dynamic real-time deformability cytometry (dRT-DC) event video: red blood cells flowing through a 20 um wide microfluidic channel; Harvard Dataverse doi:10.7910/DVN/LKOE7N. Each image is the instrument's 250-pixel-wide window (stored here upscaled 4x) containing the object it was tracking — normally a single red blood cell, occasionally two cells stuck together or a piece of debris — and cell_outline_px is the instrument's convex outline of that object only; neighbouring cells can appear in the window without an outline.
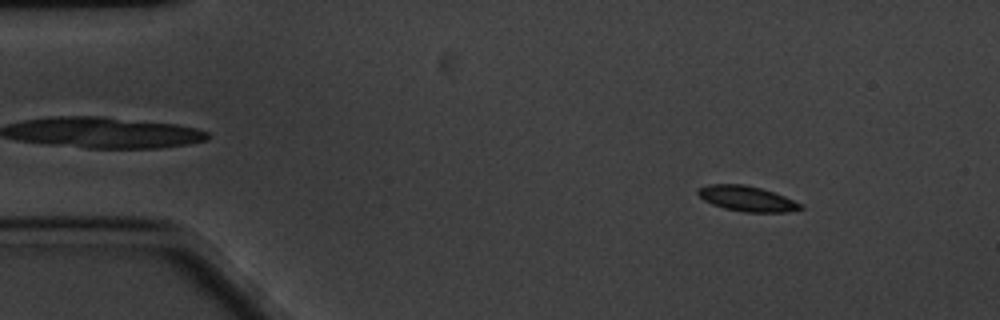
{"species": "common noctule bat (a hibernating species)", "species_latin": "Nyctalus noctula", "temperature_condition": "cold", "stored_images_in_passage": 60, "camera_frame_rate_fps": 3000, "um_per_image_px": 0.085, "animal": {"sex": "male", "body_mass_g": 20.1, "forearm_length_mm": 53.5}, "frame": {"image": 1, "passage_image": 7, "time_ms": 2.0, "image_size_px": [1000, 320], "cell_outline_px": [[804, 208], [788, 212], [744, 212], [724, 208], [712, 204], [704, 200], [696, 192], [696, 188], [708, 184], [744, 184], [760, 188], [784, 196], [800, 204]], "centroid_in_image_um": [63.44, 16.88], "position_along_channel_um": 21.6, "area_um2": 15.03}}
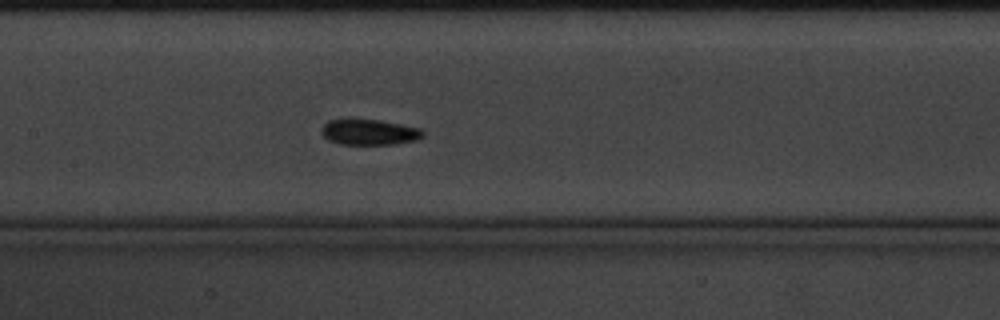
{"frame": {"image": 2, "passage_image": 28, "time_ms": 9.0, "image_size_px": [1000, 320], "cell_outline_px": [[424, 136], [416, 140], [396, 144], [340, 144], [328, 140], [320, 132], [320, 128], [328, 120], [348, 116], [352, 116], [380, 120], [420, 128], [424, 132]], "centroid_in_image_um": [31.32, 11.18], "position_along_channel_um": 176.1, "area_um2": 15.9}}
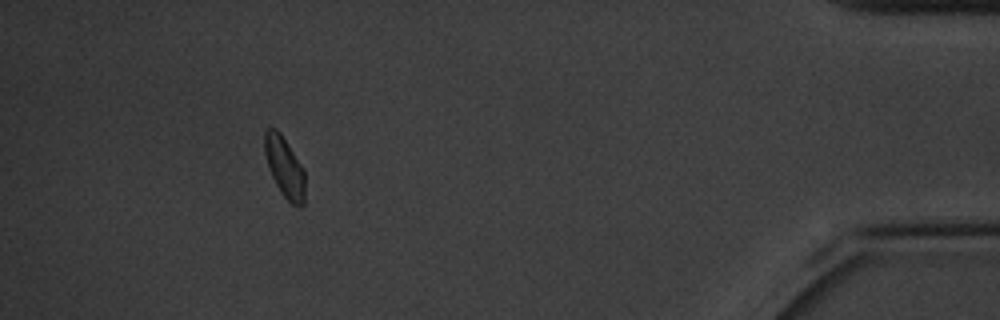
{"frame": {"image": 3, "passage_image": 55, "time_ms": 18.0, "image_size_px": [1000, 320], "cell_outline_px": [[304, 204], [300, 208], [292, 204], [280, 192], [268, 168], [264, 152], [264, 132], [268, 128], [276, 128], [280, 132], [304, 168]], "centroid_in_image_um": [24.18, 14.2], "position_along_channel_um": 411.0, "area_um2": 14.33}, "authors_computed_cell_mechanics": {"area_um2": 14.8835, "velocity_mm_per_s": 3.2843, "shape_relaxation_time_tau1_ms": null, "shape_relaxation_time_tau2_ms": 4.0349, "deformation_change_tau1": null, "deformation_change_tau2": 0.064}}